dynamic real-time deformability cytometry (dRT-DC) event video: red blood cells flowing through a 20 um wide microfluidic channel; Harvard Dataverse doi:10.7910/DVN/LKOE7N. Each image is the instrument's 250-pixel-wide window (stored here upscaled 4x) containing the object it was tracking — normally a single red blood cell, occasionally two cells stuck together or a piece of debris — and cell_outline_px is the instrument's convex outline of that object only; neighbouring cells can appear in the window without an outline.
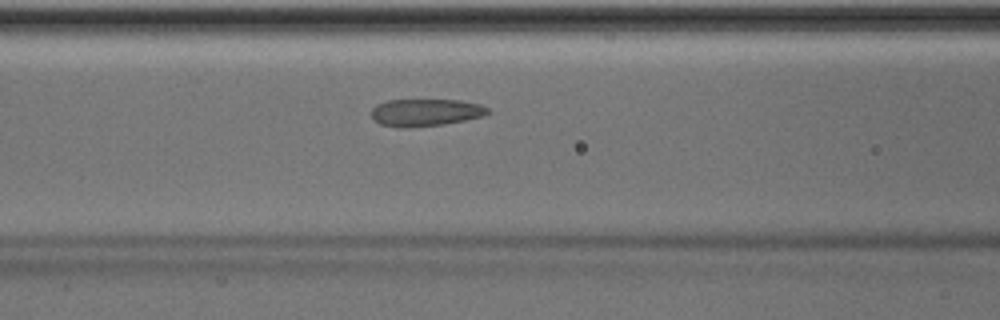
{"species": "Egyptian fruit bat (a non-hibernating species)", "species_latin": "Rousettus aegyptiacus", "temperature_condition": "room temperature", "stored_images_in_passage": 37, "camera_frame_rate_fps": 3000, "um_per_image_px": 0.085, "animal": {"sex": "male"}, "frame": {"image": 1, "passage_image": 8, "time_ms": 2.333, "image_size_px": [1000, 320], "cell_outline_px": [[488, 112], [484, 116], [444, 124], [404, 128], [400, 128], [380, 124], [372, 120], [372, 108], [376, 104], [388, 100], [460, 100], [480, 104], [488, 108]], "centroid_in_image_um": [36.13, 9.56], "position_along_channel_um": 130.5, "area_um2": 18.55}}
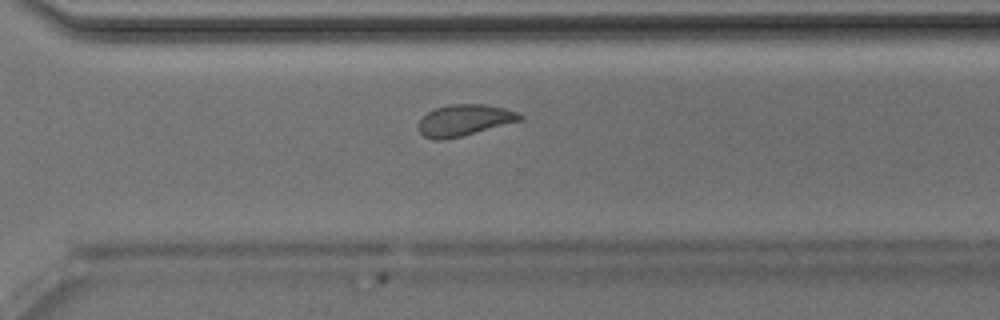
{"frame": {"image": 2, "passage_image": 23, "time_ms": 7.333, "image_size_px": [1000, 320], "cell_outline_px": [[524, 120], [444, 140], [432, 140], [424, 136], [420, 132], [416, 124], [428, 112], [436, 108], [452, 104], [484, 104], [504, 108], [520, 112], [524, 116]], "centroid_in_image_um": [39.49, 10.22], "position_along_channel_um": 331.1, "area_um2": 18.61}}
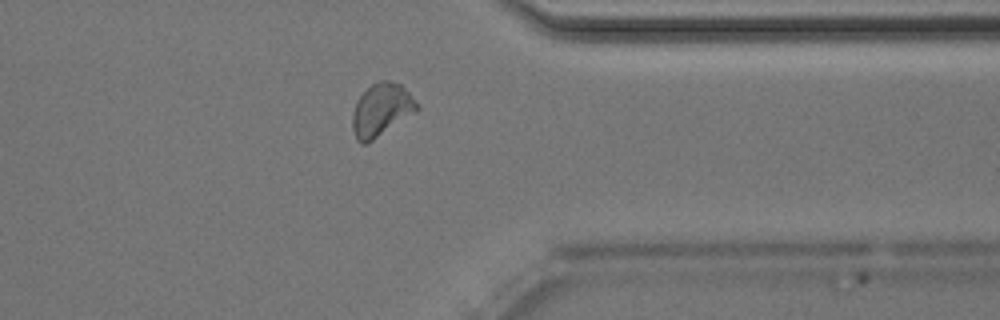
{"frame": {"image": 3, "passage_image": 27, "time_ms": 8.667, "image_size_px": [1000, 320], "cell_outline_px": [[420, 108], [416, 112], [368, 144], [360, 144], [356, 140], [352, 128], [352, 116], [356, 100], [372, 84], [380, 80], [388, 80], [400, 84], [408, 92]], "centroid_in_image_um": [32.39, 9.37], "position_along_channel_um": 379.0, "area_um2": 19.88}, "authors_computed_cell_mechanics": {"area_um2": 18.785, "velocity_mm_per_s": 4.015, "shape_relaxation_time_tau1_ms": 8.461, "shape_relaxation_time_tau2_ms": 1.3395, "deformation_change_tau1": 0.1407, "deformation_change_tau2": 0.0714}}